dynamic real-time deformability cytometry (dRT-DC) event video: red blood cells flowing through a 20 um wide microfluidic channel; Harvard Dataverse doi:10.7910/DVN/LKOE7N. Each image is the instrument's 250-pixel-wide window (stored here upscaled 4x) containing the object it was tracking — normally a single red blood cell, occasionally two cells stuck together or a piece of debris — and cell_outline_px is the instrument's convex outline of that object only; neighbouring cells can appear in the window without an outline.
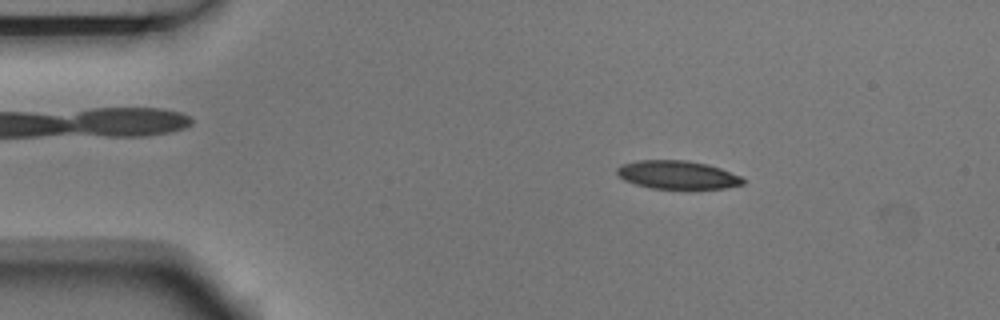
{"species": "Egyptian fruit bat (a non-hibernating species)", "species_latin": "Rousettus aegyptiacus", "temperature_condition": "room temperature", "stored_images_in_passage": 3, "camera_frame_rate_fps": 3000, "um_per_image_px": 0.085, "animal": {"sex": "male"}, "frame": {"image": 1, "passage_image": 1, "time_ms": 0.0, "image_size_px": [1000, 320], "cell_outline_px": [[744, 184], [724, 188], [652, 188], [636, 184], [624, 180], [616, 172], [616, 168], [620, 164], [636, 160], [684, 160], [708, 164], [720, 168], [740, 176], [744, 180]], "centroid_in_image_um": [57.55, 14.84], "position_along_channel_um": 27.5, "area_um2": 20.63}}
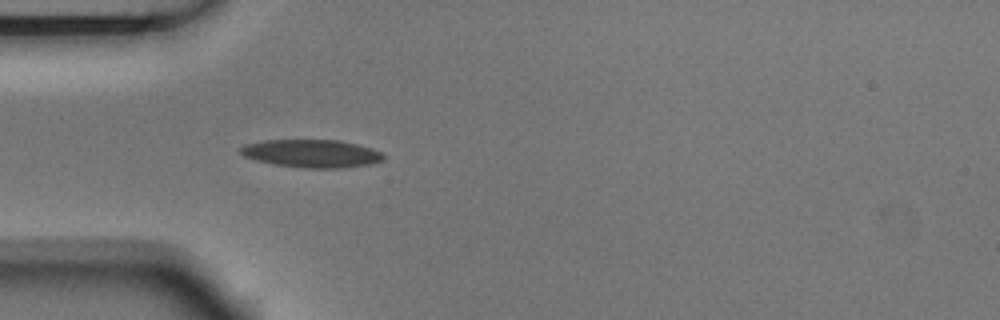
{"frame": {"image": 2, "passage_image": 3, "time_ms": 0.667, "image_size_px": [1000, 320], "cell_outline_px": [[384, 160], [368, 164], [344, 168], [304, 168], [272, 164], [244, 156], [240, 152], [240, 148], [244, 144], [264, 140], [340, 140], [372, 148], [380, 152], [384, 156]], "centroid_in_image_um": [26.48, 13.05], "position_along_channel_um": 58.5, "area_um2": 23.24}}